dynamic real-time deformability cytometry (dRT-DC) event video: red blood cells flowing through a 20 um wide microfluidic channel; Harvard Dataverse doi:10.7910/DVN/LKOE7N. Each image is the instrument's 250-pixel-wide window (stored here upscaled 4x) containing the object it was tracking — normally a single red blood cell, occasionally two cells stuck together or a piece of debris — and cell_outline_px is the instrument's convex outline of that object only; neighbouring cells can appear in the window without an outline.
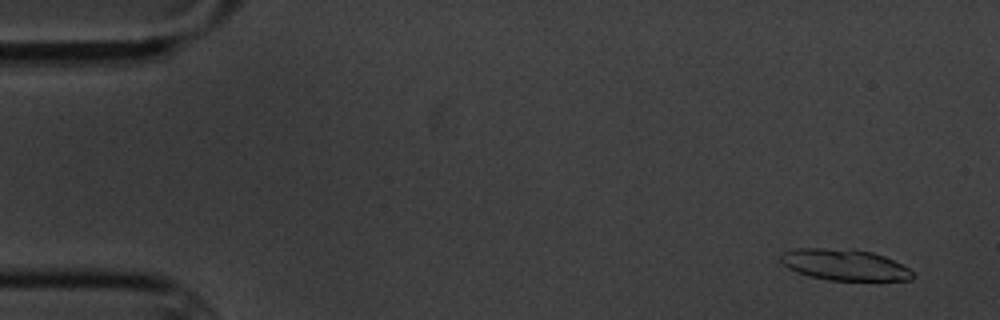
{"species": "common noctule bat (a hibernating species)", "species_latin": "Nyctalus noctula", "temperature_condition": "cold", "stored_images_in_passage": 6, "camera_frame_rate_fps": 3000, "um_per_image_px": 0.085, "animal": {"sex": "male", "body_mass_g": 20.1, "forearm_length_mm": 53.5}, "frame": {"image": 1, "passage_image": 1, "time_ms": 0.0, "image_size_px": [1000, 320], "cell_outline_px": [[916, 276], [912, 280], [880, 284], [828, 280], [808, 276], [796, 272], [788, 268], [780, 260], [780, 256], [784, 252], [796, 248], [852, 248], [872, 252], [884, 256], [908, 268]], "centroid_in_image_um": [71.89, 22.57], "position_along_channel_um": 13.1, "area_um2": 25.32}}